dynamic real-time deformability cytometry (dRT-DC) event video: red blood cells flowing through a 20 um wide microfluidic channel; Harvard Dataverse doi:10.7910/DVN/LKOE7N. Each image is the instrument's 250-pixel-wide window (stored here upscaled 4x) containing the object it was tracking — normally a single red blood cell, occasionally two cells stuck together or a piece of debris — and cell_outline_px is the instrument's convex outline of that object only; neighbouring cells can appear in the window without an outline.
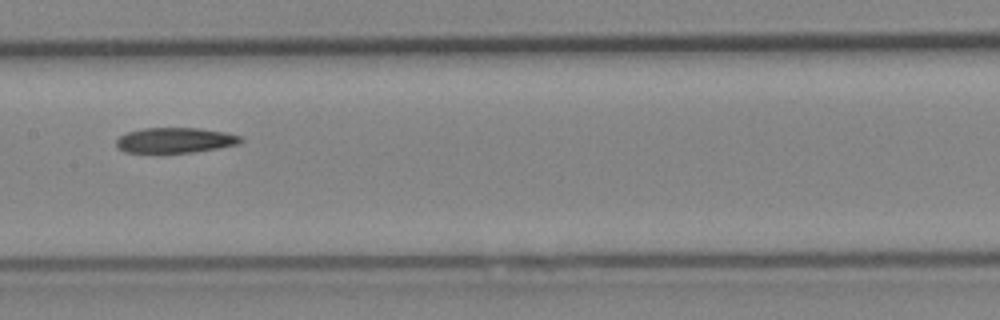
{"species": "Egyptian fruit bat (a non-hibernating species)", "species_latin": "Rousettus aegyptiacus", "temperature_condition": "cold", "stored_images_in_passage": 7, "camera_frame_rate_fps": 3000, "um_per_image_px": 0.085, "animal": {"sex": "female"}, "frame": {"image": 1, "passage_image": 7, "time_ms": 7.0, "image_size_px": [1000, 320], "cell_outline_px": [[244, 140], [240, 144], [192, 152], [124, 152], [116, 148], [116, 140], [120, 136], [128, 132], [144, 128], [196, 128], [224, 132], [240, 136]], "centroid_in_image_um": [14.87, 11.92], "position_along_channel_um": 192.5, "area_um2": 18.15}}